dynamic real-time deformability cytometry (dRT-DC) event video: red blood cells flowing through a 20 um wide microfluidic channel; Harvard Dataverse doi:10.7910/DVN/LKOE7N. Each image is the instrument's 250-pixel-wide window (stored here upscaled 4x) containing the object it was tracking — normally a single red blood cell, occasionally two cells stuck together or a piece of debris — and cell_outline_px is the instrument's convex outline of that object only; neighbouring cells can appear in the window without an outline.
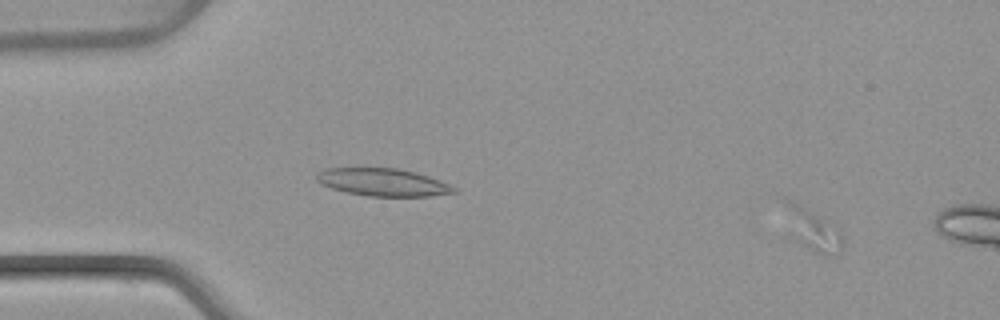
{"species": "common noctule bat (a hibernating species)", "species_latin": "Nyctalus noctula", "temperature_condition": "warm", "stored_images_in_passage": 12, "camera_frame_rate_fps": 3000, "um_per_image_px": 0.085, "animal": {"sex": "female", "body_mass_g": 22.7, "forearm_length_mm": 54.2}, "frame": {"image": 1, "passage_image": 6, "time_ms": 1.667, "image_size_px": [1000, 320], "cell_outline_px": [[844, 240], [836, 256], [824, 256], [812, 252], [792, 240], [788, 236], [780, 200], [784, 196], [792, 200], [840, 232], [844, 236]], "centroid_in_image_um": [68.89, 19.54], "position_along_channel_um": 16.1, "area_um2": 14.74}}